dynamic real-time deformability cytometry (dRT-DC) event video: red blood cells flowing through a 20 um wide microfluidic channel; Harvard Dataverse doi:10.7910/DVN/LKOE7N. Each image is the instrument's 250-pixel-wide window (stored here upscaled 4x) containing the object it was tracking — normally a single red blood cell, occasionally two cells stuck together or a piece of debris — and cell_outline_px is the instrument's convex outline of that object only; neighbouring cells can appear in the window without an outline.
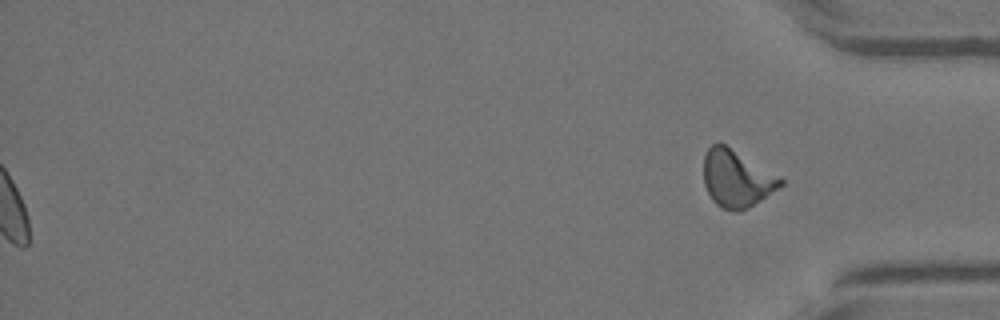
{"species": "Egyptian fruit bat (a non-hibernating species)", "species_latin": "Rousettus aegyptiacus", "temperature_condition": "warm", "stored_images_in_passage": 48, "segment_of_instrument_passage": [2, 2], "camera_frame_rate_fps": 3000, "um_per_image_px": 0.085, "animal": {"sex": "female"}, "frame": {"image": 1, "passage_image": 48, "time_ms": 15.667, "image_size_px": [1000, 320], "cell_outline_px": [[784, 184], [748, 208], [740, 212], [736, 212], [724, 208], [716, 204], [712, 200], [704, 184], [704, 156], [708, 148], [712, 144], [720, 140], [780, 176], [784, 180]], "centroid_in_image_um": [62.61, 15.14], "position_along_channel_um": 372.6, "area_um2": 25.84}}